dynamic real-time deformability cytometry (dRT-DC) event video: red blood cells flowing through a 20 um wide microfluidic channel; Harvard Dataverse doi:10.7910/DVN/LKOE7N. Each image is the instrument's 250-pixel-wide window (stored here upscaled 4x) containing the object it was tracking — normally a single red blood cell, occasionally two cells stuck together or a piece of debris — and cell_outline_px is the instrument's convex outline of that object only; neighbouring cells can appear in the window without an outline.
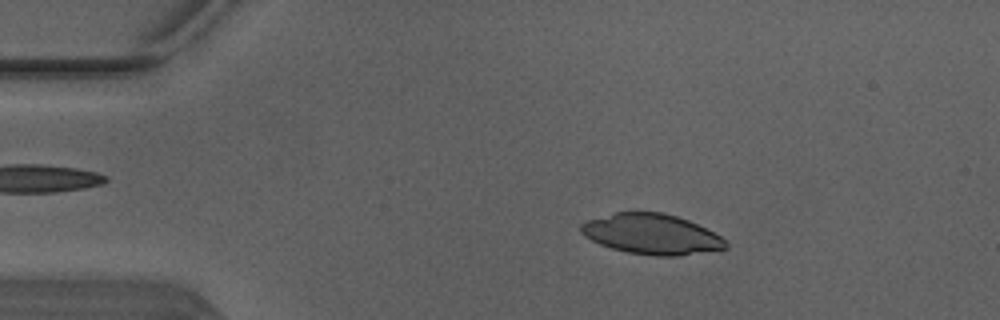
{"species": "Egyptian fruit bat (a non-hibernating species)", "species_latin": "Rousettus aegyptiacus", "temperature_condition": "warm", "stored_images_in_passage": 4, "camera_frame_rate_fps": 3000, "um_per_image_px": 0.085, "animal": {"sex": "male"}, "frame": {"image": 1, "passage_image": 2, "time_ms": 0.333, "image_size_px": [1000, 320], "cell_outline_px": [[728, 248], [676, 256], [656, 256], [628, 252], [612, 248], [600, 244], [584, 236], [580, 232], [580, 224], [588, 220], [616, 212], [660, 212], [676, 216], [688, 220], [728, 240]], "centroid_in_image_um": [55.38, 19.9], "position_along_channel_um": 29.6, "area_um2": 33.76}}